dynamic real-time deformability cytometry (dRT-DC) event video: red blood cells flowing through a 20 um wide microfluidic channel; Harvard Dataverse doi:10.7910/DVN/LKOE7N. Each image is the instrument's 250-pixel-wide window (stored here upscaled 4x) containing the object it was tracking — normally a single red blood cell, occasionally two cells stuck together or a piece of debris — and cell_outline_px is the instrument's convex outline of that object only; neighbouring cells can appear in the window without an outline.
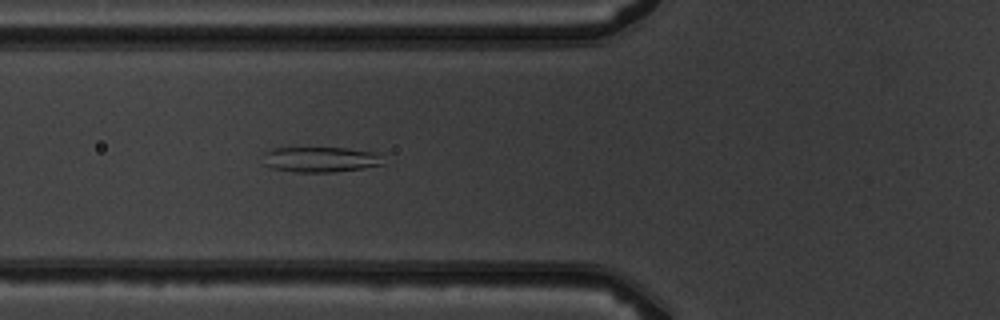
{"species": "common noctule bat (a hibernating species)", "species_latin": "Nyctalus noctula", "temperature_condition": "warm", "stored_images_in_passage": 5, "camera_frame_rate_fps": 3000, "um_per_image_px": 0.085, "animal": {"sex": "male", "body_mass_g": 19.5, "forearm_length_mm": 54.6}, "frame": {"image": 1, "passage_image": 5, "time_ms": 4.667, "image_size_px": [1000, 320], "cell_outline_px": [[384, 164], [364, 168], [332, 172], [296, 172], [272, 168], [264, 164], [264, 152], [276, 148], [348, 148], [376, 152]], "centroid_in_image_um": [27.23, 13.55], "position_along_channel_um": 98.6, "area_um2": 17.63}}